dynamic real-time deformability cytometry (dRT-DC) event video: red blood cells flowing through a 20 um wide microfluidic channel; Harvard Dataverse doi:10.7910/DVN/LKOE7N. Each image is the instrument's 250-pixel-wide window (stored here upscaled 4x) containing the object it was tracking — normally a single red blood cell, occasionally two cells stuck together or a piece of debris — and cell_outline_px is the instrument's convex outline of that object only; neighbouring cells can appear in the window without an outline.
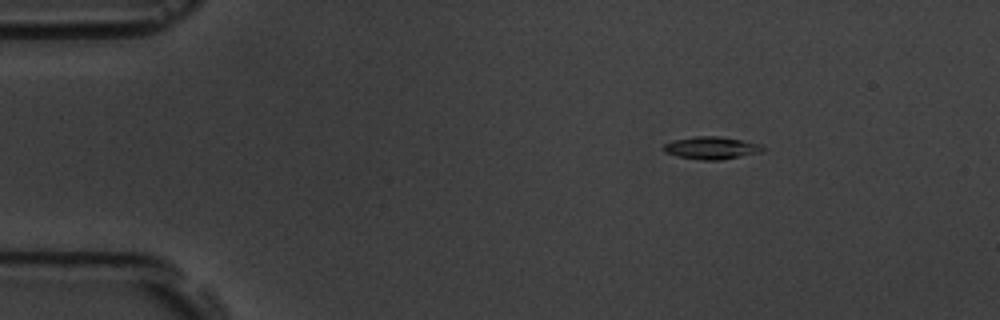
{"species": "common noctule bat (a hibernating species)", "species_latin": "Nyctalus noctula", "temperature_condition": "room temperature", "stored_images_in_passage": 5, "camera_frame_rate_fps": 3000, "um_per_image_px": 0.085, "animal": {"sex": "male", "body_mass_g": 19.5, "forearm_length_mm": 54.6}, "frame": {"image": 1, "passage_image": 3, "time_ms": 2.333, "image_size_px": [1000, 320], "cell_outline_px": [[768, 148], [760, 152], [720, 160], [700, 160], [676, 156], [664, 152], [664, 144], [672, 140], [696, 136], [716, 136], [740, 140], [760, 144]], "centroid_in_image_um": [60.45, 12.57], "position_along_channel_um": 24.6, "area_um2": 12.95}}